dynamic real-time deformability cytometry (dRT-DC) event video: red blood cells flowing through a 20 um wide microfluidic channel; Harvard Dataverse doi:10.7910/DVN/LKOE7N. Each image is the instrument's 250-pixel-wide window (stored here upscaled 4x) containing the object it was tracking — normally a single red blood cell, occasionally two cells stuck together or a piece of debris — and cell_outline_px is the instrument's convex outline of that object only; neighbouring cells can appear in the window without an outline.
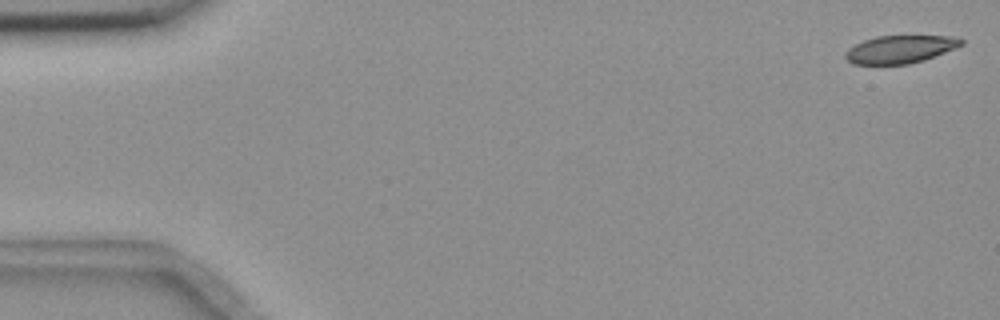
{"species": "common noctule bat (a hibernating species)", "species_latin": "Nyctalus noctula", "temperature_condition": "room temperature", "stored_images_in_passage": 5, "camera_frame_rate_fps": 3000, "um_per_image_px": 0.085, "animal": {"sex": "female", "body_mass_g": 18.4}, "frame": {"image": 1, "passage_image": 1, "time_ms": 0.0, "image_size_px": [1000, 320], "cell_outline_px": [[964, 44], [924, 60], [908, 64], [852, 64], [844, 56], [844, 52], [848, 48], [864, 40], [876, 36], [952, 36], [964, 40]], "centroid_in_image_um": [76.48, 4.19], "position_along_channel_um": 8.5, "area_um2": 18.67}}